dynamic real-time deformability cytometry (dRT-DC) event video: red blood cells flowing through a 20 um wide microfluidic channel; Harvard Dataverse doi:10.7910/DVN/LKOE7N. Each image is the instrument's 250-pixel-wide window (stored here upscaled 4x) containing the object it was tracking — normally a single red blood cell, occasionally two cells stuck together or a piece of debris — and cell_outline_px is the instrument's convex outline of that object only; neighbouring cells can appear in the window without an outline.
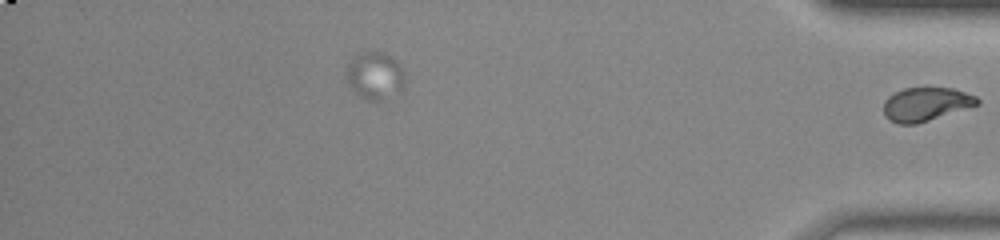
{"species": "common noctule bat (a hibernating species)", "species_latin": "Nyctalus noctula", "temperature_condition": "room temperature", "stored_images_in_passage": 47, "segment_of_instrument_passage": [2, 2], "camera_frame_rate_fps": 3000, "um_per_image_px": 0.085, "animal": {"sex": "male", "body_mass_g": 20.0, "forearm_length_mm": 53.3}, "frame": {"image": 1, "passage_image": 47, "time_ms": 15.333, "image_size_px": [1000, 240], "cell_outline_px": [[980, 104], [916, 124], [896, 124], [888, 120], [884, 116], [884, 100], [888, 96], [904, 88], [952, 88], [976, 96], [980, 100]], "centroid_in_image_um": [78.67, 8.86], "position_along_channel_um": 356.5, "area_um2": 18.32}}